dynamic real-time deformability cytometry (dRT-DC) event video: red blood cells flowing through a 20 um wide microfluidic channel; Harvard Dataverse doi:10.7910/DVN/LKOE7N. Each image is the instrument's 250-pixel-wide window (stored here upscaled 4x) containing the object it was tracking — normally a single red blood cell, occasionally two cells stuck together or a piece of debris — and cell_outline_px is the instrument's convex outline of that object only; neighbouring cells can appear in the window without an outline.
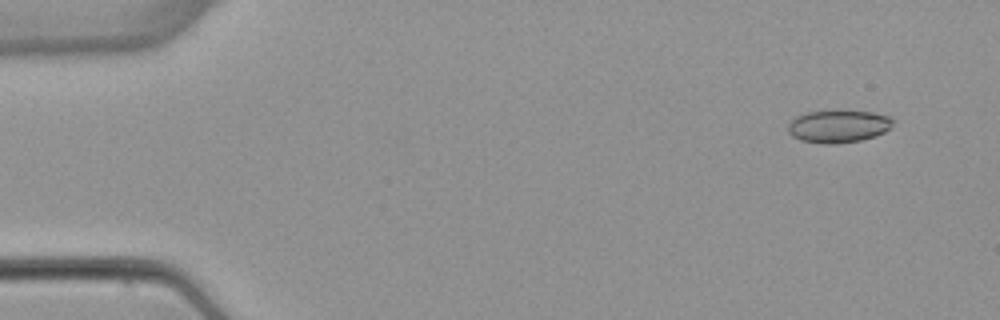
{"species": "common noctule bat (a hibernating species)", "species_latin": "Nyctalus noctula", "temperature_condition": "warm", "stored_images_in_passage": 4, "camera_frame_rate_fps": 3000, "um_per_image_px": 0.085, "animal": {"sex": "female", "body_mass_g": 22.7, "forearm_length_mm": 54.2}, "frame": {"image": 1, "passage_image": 1, "time_ms": 0.0, "image_size_px": [1000, 320], "cell_outline_px": [[896, 120], [892, 128], [876, 136], [860, 140], [836, 144], [820, 144], [800, 140], [792, 136], [788, 132], [788, 124], [796, 116], [804, 112], [872, 112], [892, 116]], "centroid_in_image_um": [71.3, 10.76], "position_along_channel_um": 13.7, "area_um2": 20.0}}
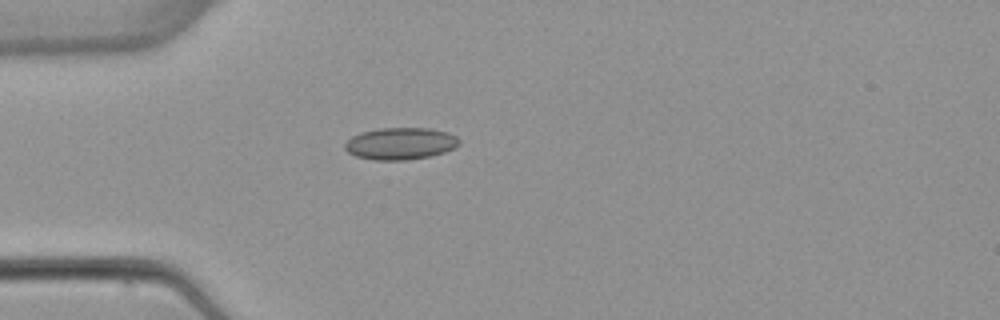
{"frame": {"image": 2, "passage_image": 4, "time_ms": 3.667, "image_size_px": [1000, 320], "cell_outline_px": [[460, 144], [444, 152], [428, 156], [408, 160], [372, 160], [356, 156], [348, 152], [344, 148], [344, 144], [352, 136], [360, 132], [380, 128], [432, 128], [448, 132], [456, 136], [460, 140]], "centroid_in_image_um": [34.03, 12.2], "position_along_channel_um": 51.0, "area_um2": 21.39}}